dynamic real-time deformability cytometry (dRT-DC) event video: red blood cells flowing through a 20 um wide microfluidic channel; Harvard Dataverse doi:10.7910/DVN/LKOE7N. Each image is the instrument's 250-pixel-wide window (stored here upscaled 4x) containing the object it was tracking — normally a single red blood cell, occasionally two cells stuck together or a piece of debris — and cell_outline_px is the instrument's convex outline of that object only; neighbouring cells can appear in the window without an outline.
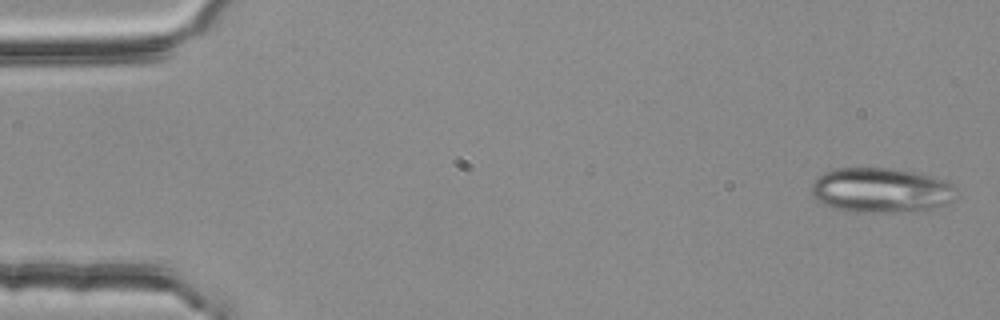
{"species": "common noctule bat (a hibernating species)", "species_latin": "Nyctalus noctula", "temperature_condition": "room temperature", "stored_images_in_passage": 4, "camera_frame_rate_fps": 3000, "um_per_image_px": 0.085, "animal": {"sex": "female", "body_mass_g": 25.1}, "frame": {"image": 1, "passage_image": 1, "time_ms": 0.0, "image_size_px": [1000, 320], "cell_outline_px": [[956, 188], [952, 200], [948, 204], [936, 208], [884, 212], [852, 212], [836, 208], [824, 204], [816, 200], [812, 192], [812, 184], [816, 176], [824, 172], [836, 168], [884, 168], [912, 172], [928, 176], [952, 184]], "centroid_in_image_um": [74.83, 16.17], "position_along_channel_um": 10.2, "area_um2": 37.34}}